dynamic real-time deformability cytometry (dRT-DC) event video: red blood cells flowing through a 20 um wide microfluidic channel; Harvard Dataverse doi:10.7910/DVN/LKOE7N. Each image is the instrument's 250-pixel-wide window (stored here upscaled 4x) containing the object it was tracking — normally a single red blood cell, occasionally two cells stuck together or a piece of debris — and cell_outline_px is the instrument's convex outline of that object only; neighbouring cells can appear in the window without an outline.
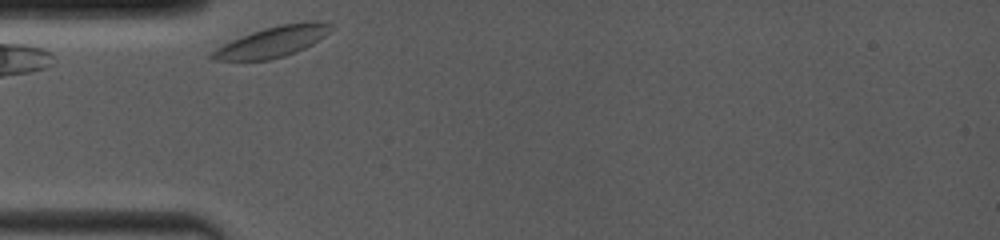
{"species": "common noctule bat (a hibernating species)", "species_latin": "Nyctalus noctula", "temperature_condition": "room temperature", "stored_images_in_passage": 6, "camera_frame_rate_fps": 4000, "um_per_image_px": 0.085, "animal": {"sex": "female", "body_mass_g": 19.0, "forearm_length_mm": 53.3}, "frame": {"image": 1, "passage_image": 1, "time_ms": 0.0, "image_size_px": [1000, 240], "cell_outline_px": [[332, 24], [328, 32], [324, 36], [312, 44], [296, 52], [272, 60], [212, 60], [208, 56], [216, 48], [240, 36], [264, 28], [280, 24], [304, 20], [320, 20]], "centroid_in_image_um": [23.17, 3.53], "position_along_channel_um": 61.8, "area_um2": 21.33}}